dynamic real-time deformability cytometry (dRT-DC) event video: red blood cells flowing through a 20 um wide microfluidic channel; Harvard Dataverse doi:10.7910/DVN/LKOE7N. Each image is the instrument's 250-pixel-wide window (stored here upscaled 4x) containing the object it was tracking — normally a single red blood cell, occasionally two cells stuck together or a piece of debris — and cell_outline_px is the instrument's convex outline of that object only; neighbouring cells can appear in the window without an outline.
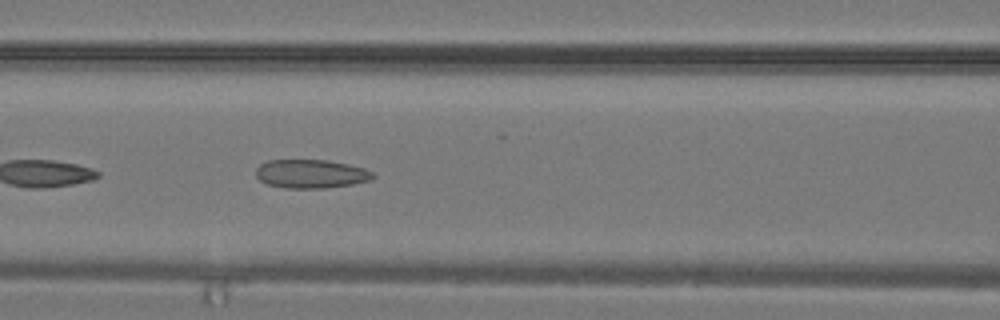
{"species": "common noctule bat (a hibernating species)", "species_latin": "Nyctalus noctula", "temperature_condition": "warm", "stored_images_in_passage": 15, "camera_frame_rate_fps": 3000, "um_per_image_px": 0.085, "animal": {"sex": "male", "body_mass_g": 19.2, "forearm_length_mm": 51.8}, "frame": {"image": 1, "passage_image": 15, "time_ms": 4.667, "image_size_px": [1000, 320], "cell_outline_px": [[376, 176], [372, 180], [352, 184], [324, 188], [288, 188], [268, 184], [260, 180], [256, 176], [256, 168], [260, 164], [268, 160], [328, 160], [348, 164], [364, 168], [372, 172]], "centroid_in_image_um": [26.45, 14.77], "position_along_channel_um": 140.2, "area_um2": 19.54}}